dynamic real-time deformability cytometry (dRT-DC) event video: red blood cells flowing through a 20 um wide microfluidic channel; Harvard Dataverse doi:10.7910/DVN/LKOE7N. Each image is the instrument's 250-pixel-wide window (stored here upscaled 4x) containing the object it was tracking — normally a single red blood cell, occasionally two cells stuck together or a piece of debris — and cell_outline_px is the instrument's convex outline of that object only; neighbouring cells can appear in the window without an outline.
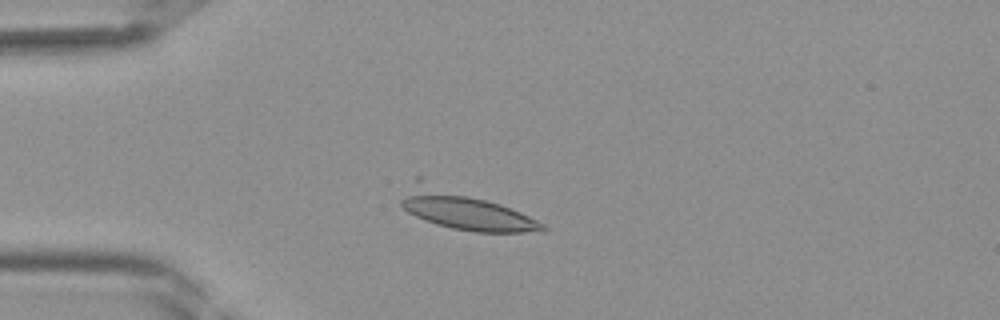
{"species": "Egyptian fruit bat (a non-hibernating species)", "species_latin": "Rousettus aegyptiacus", "temperature_condition": "room temperature", "stored_images_in_passage": 38, "camera_frame_rate_fps": 3000, "um_per_image_px": 0.085, "frame": {"image": 1, "passage_image": 8, "time_ms": 2.333, "image_size_px": [1000, 320], "cell_outline_px": [[548, 228], [544, 232], [476, 232], [452, 228], [436, 224], [424, 220], [408, 212], [400, 204], [400, 200], [416, 176], [420, 176], [500, 204], [520, 212], [544, 224]], "centroid_in_image_um": [39.4, 17.82], "position_along_channel_um": 45.6, "area_um2": 31.85}}
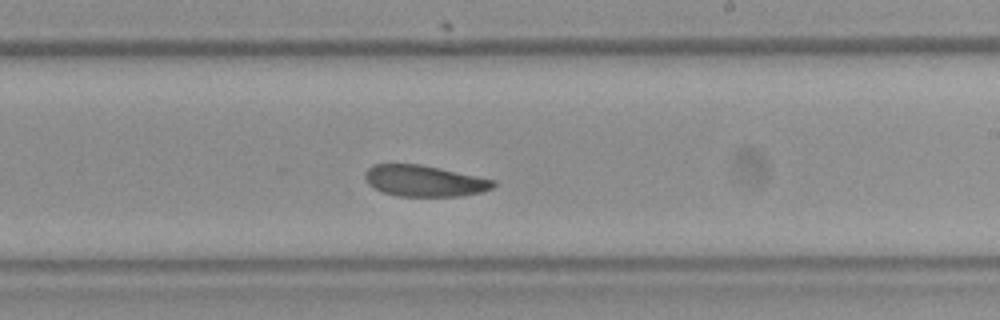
{"frame": {"image": 2, "passage_image": 22, "time_ms": 7.0, "image_size_px": [1000, 320], "cell_outline_px": [[496, 184], [492, 188], [480, 192], [460, 196], [396, 196], [384, 192], [368, 184], [364, 176], [364, 172], [372, 164], [420, 164], [440, 168], [496, 180]], "centroid_in_image_um": [36.06, 15.37], "position_along_channel_um": 252.9, "area_um2": 23.29}}
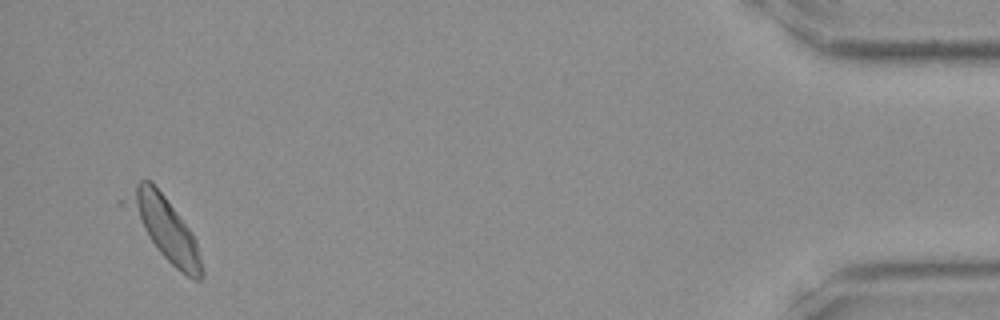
{"frame": {"image": 3, "passage_image": 37, "time_ms": 12.0, "image_size_px": [1000, 320], "cell_outline_px": [[204, 276], [200, 280], [196, 280], [180, 272], [160, 252], [148, 236], [128, 200], [136, 184], [140, 180], [152, 180], [192, 232], [196, 240], [204, 272]], "centroid_in_image_um": [14.16, 19.46], "position_along_channel_um": 421.0, "area_um2": 25.43}}